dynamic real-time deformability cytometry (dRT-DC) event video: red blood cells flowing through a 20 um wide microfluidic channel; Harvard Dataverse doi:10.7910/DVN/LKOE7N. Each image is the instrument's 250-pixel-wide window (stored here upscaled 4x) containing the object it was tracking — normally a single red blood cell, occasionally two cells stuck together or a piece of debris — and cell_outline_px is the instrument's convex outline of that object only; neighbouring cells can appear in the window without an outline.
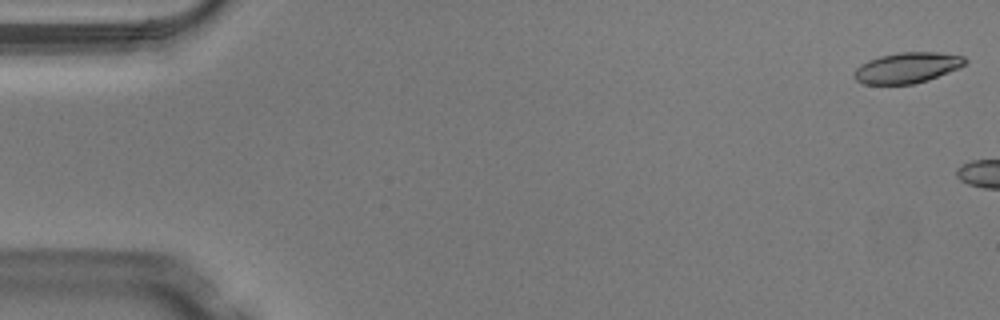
{"species": "Egyptian fruit bat (a non-hibernating species)", "species_latin": "Rousettus aegyptiacus", "temperature_condition": "warm", "stored_images_in_passage": 4, "camera_frame_rate_fps": 3000, "um_per_image_px": 0.085, "animal": {"sex": "male"}, "frame": {"image": 1, "passage_image": 1, "time_ms": 0.0, "image_size_px": [1000, 320], "cell_outline_px": [[968, 60], [960, 68], [928, 80], [912, 84], [864, 84], [856, 80], [852, 76], [852, 72], [860, 64], [868, 60], [880, 56], [900, 52], [936, 52], [964, 56]], "centroid_in_image_um": [77.09, 5.76], "position_along_channel_um": 7.9, "area_um2": 19.94}}